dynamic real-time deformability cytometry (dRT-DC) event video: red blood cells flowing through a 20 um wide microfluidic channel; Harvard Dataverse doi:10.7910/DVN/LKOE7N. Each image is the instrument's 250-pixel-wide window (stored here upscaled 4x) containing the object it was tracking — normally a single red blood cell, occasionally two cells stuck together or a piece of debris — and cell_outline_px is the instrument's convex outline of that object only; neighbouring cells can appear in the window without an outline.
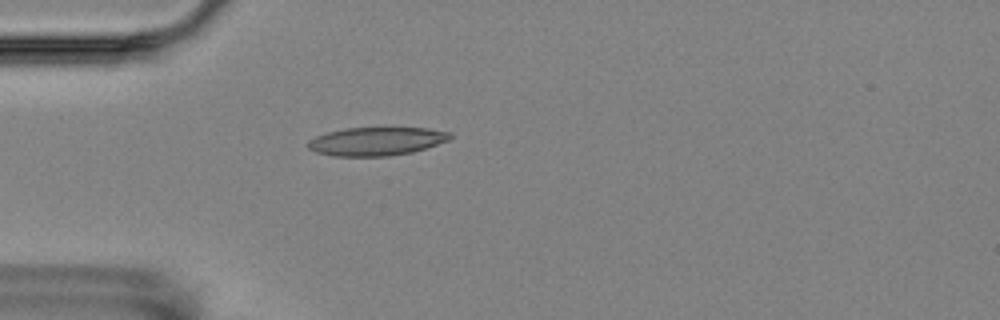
{"species": "Egyptian fruit bat (a non-hibernating species)", "species_latin": "Rousettus aegyptiacus", "temperature_condition": "room temperature", "stored_images_in_passage": 5, "camera_frame_rate_fps": 3000, "um_per_image_px": 0.085, "animal": {"sex": "female"}, "frame": {"image": 1, "passage_image": 1, "time_ms": 0.0, "image_size_px": [1000, 320], "cell_outline_px": [[452, 136], [448, 140], [412, 152], [388, 156], [332, 156], [316, 152], [308, 148], [308, 140], [316, 136], [328, 132], [344, 128], [428, 128], [452, 132]], "centroid_in_image_um": [31.98, 12.01], "position_along_channel_um": 53.0, "area_um2": 23.41}}